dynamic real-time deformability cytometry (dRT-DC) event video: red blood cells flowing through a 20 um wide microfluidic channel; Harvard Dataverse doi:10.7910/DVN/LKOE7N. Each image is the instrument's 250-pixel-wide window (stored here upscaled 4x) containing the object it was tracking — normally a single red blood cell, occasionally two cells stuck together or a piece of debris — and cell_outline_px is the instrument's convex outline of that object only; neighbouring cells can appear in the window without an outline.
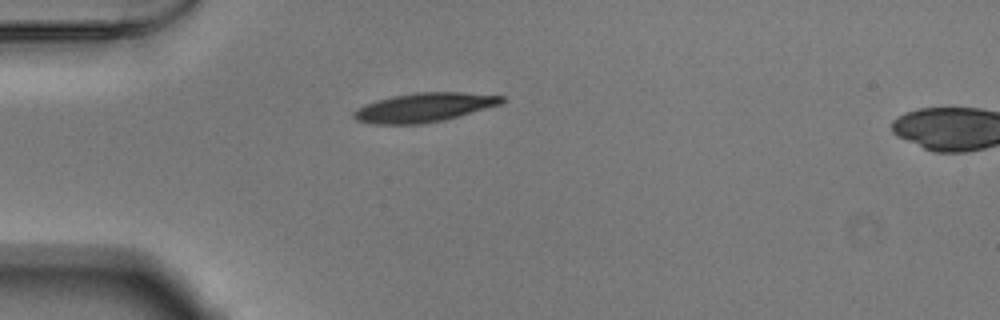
{"species": "Egyptian fruit bat (a non-hibernating species)", "species_latin": "Rousettus aegyptiacus", "temperature_condition": "warm", "stored_images_in_passage": 3, "camera_frame_rate_fps": 3000, "um_per_image_px": 0.085, "animal": {"sex": "male"}, "frame": {"image": 1, "passage_image": 1, "time_ms": 0.0, "image_size_px": [1000, 320], "cell_outline_px": [[504, 100], [500, 104], [460, 116], [444, 120], [420, 124], [376, 124], [356, 120], [352, 116], [352, 112], [364, 104], [376, 100], [392, 96], [416, 92], [464, 92], [504, 96]], "centroid_in_image_um": [36.03, 9.13], "position_along_channel_um": 49.0, "area_um2": 25.09}}